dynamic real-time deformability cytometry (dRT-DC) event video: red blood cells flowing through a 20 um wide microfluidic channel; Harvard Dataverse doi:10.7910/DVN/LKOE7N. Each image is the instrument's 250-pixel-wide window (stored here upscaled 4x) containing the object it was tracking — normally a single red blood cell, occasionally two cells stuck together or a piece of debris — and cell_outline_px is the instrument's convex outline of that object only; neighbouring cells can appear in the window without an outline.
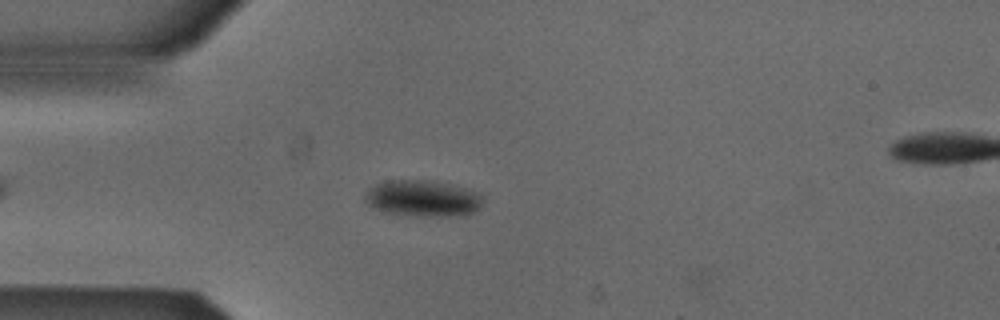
{"species": "Egyptian fruit bat (a non-hibernating species)", "species_latin": "Rousettus aegyptiacus", "temperature_condition": "cold", "stored_images_in_passage": 49, "segment_of_instrument_passage": [1, 2], "camera_frame_rate_fps": 3000, "um_per_image_px": 0.085, "animal": {"sex": "male"}, "frame": {"image": 1, "passage_image": 9, "time_ms": 2.667, "image_size_px": [1000, 320], "cell_outline_px": [[484, 196], [480, 208], [476, 212], [468, 216], [416, 216], [388, 212], [376, 208], [368, 204], [364, 200], [364, 196], [368, 188], [384, 180], [432, 180], [452, 184], [480, 192]], "centroid_in_image_um": [36.01, 16.85], "position_along_channel_um": 49.0, "area_um2": 25.49}}
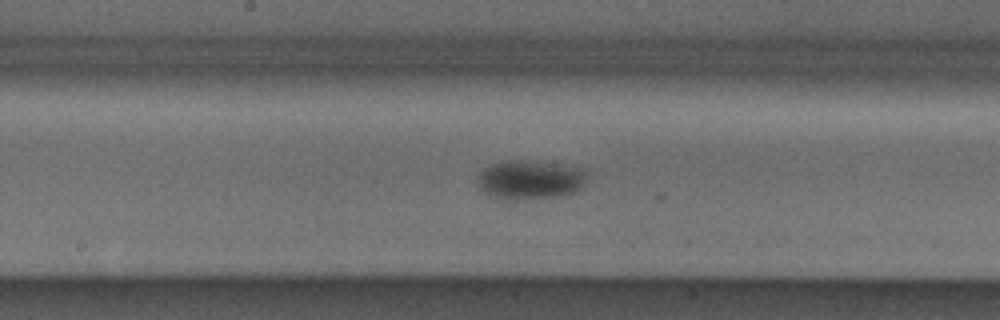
{"frame": {"image": 2, "passage_image": 22, "time_ms": 7.0, "image_size_px": [1000, 320], "cell_outline_px": [[588, 176], [584, 184], [576, 192], [564, 196], [508, 200], [504, 200], [492, 196], [484, 192], [476, 184], [476, 176], [484, 168], [492, 164], [504, 160], [524, 160], [588, 168]], "centroid_in_image_um": [45.07, 15.28], "position_along_channel_um": 203.1, "area_um2": 25.49}}
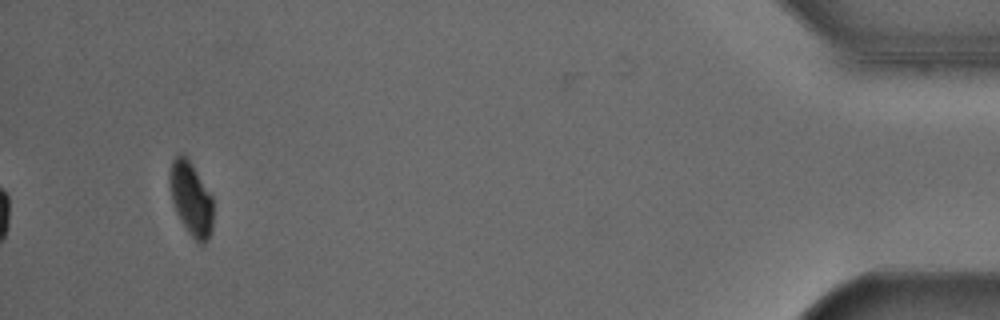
{"frame": {"image": 3, "passage_image": 45, "time_ms": 14.667, "image_size_px": [1000, 320], "cell_outline_px": [[212, 232], [208, 240], [204, 244], [200, 244], [188, 232], [180, 220], [176, 212], [172, 200], [168, 180], [168, 172], [172, 160], [180, 152], [184, 152], [192, 164], [212, 196]], "centroid_in_image_um": [16.22, 16.86], "position_along_channel_um": 419.0, "area_um2": 18.9}}